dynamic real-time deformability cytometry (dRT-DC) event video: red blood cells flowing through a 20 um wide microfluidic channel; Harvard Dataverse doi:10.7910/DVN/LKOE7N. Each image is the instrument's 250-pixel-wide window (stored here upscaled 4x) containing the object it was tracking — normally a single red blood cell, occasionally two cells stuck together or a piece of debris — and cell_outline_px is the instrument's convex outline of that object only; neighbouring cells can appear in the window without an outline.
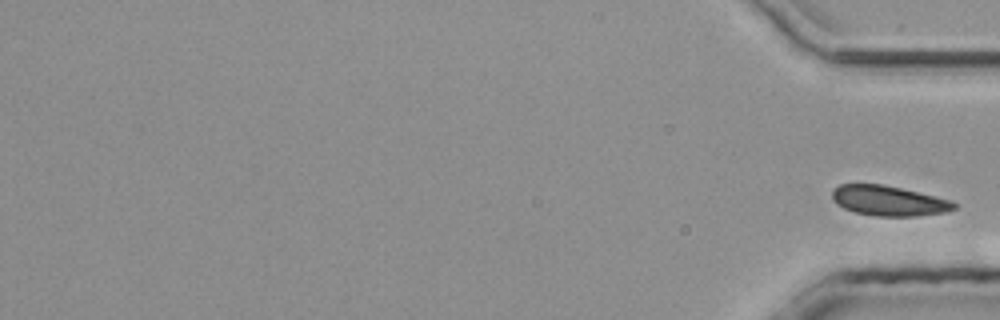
{"species": "common noctule bat (a hibernating species)", "species_latin": "Nyctalus noctula", "temperature_condition": "room temperature", "stored_images_in_passage": 36, "segment_of_instrument_passage": [3, 3], "camera_frame_rate_fps": 3000, "um_per_image_px": 0.085, "animal": {"sex": "male", "body_mass_g": 20.4}, "frame": {"image": 1, "passage_image": 36, "time_ms": 11.667, "image_size_px": [1000, 320], "cell_outline_px": [[956, 208], [944, 212], [916, 216], [876, 216], [856, 212], [844, 208], [836, 204], [832, 200], [832, 188], [840, 184], [884, 184], [952, 200], [956, 204]], "centroid_in_image_um": [75.51, 17.05], "position_along_channel_um": 359.7, "area_um2": 21.39}}